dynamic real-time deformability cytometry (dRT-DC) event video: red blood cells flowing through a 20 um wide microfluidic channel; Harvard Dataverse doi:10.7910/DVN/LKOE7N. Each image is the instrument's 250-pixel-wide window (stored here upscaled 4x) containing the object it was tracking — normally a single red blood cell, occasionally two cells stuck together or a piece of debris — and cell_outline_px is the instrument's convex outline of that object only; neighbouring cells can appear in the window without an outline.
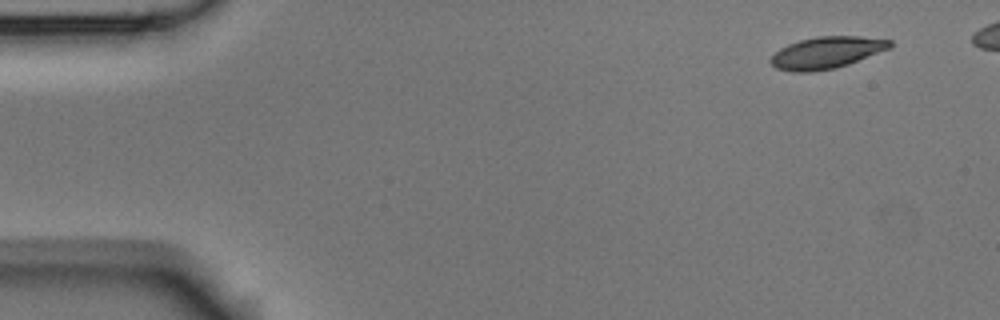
{"species": "Egyptian fruit bat (a non-hibernating species)", "species_latin": "Rousettus aegyptiacus", "temperature_condition": "room temperature", "stored_images_in_passage": 4, "camera_frame_rate_fps": 3000, "um_per_image_px": 0.085, "animal": {"sex": "male"}, "frame": {"image": 1, "passage_image": 1, "time_ms": 0.0, "image_size_px": [1000, 320], "cell_outline_px": [[892, 48], [848, 64], [836, 68], [812, 72], [792, 72], [776, 68], [768, 60], [780, 48], [788, 44], [800, 40], [816, 36], [860, 36], [892, 40]], "centroid_in_image_um": [70.27, 4.47], "position_along_channel_um": 14.7, "area_um2": 22.25}}